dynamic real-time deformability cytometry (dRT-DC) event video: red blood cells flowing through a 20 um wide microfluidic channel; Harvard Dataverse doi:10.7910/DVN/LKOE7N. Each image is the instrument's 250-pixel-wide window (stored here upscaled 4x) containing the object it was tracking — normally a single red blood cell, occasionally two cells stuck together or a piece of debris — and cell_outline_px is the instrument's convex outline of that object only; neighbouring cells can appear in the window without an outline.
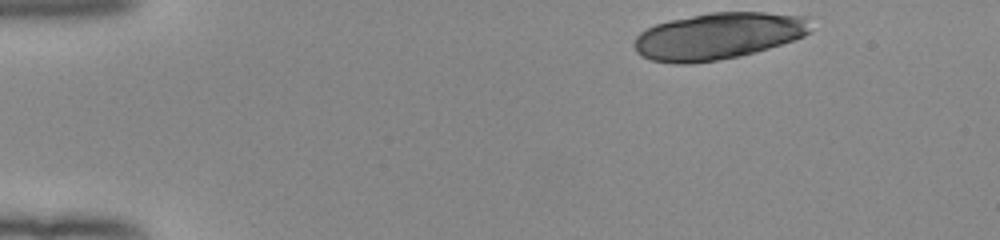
{"species": "human", "species_latin": "Homo sapiens", "temperature_condition": "room temperature", "stored_images_in_passage": 45, "camera_frame_rate_fps": 3000, "um_per_image_px": 0.085, "donor": {"sex": "female"}, "frame": {"image": 1, "passage_image": 1, "time_ms": 0.0, "image_size_px": [1000, 240], "cell_outline_px": [[808, 32], [804, 36], [768, 48], [736, 56], [716, 60], [688, 64], [676, 64], [652, 60], [640, 56], [636, 52], [632, 44], [636, 36], [640, 32], [656, 24], [668, 20], [708, 12], [764, 12], [808, 16]], "centroid_in_image_um": [60.97, 3.05], "position_along_channel_um": 24.0, "area_um2": 47.92}}
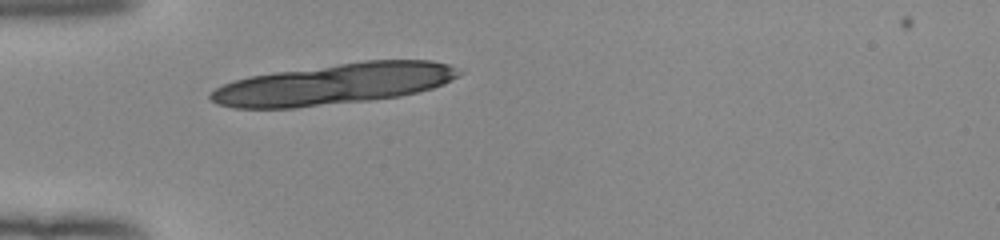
{"frame": {"image": 2, "passage_image": 10, "time_ms": 3.0, "image_size_px": [1000, 240], "cell_outline_px": [[464, 72], [460, 76], [444, 84], [432, 88], [400, 96], [368, 100], [296, 108], [236, 108], [216, 104], [208, 96], [216, 88], [224, 84], [236, 80], [252, 76], [276, 72], [364, 60], [432, 60], [448, 64]], "centroid_in_image_um": [28.44, 7.14], "position_along_channel_um": 56.6, "area_um2": 59.07}}
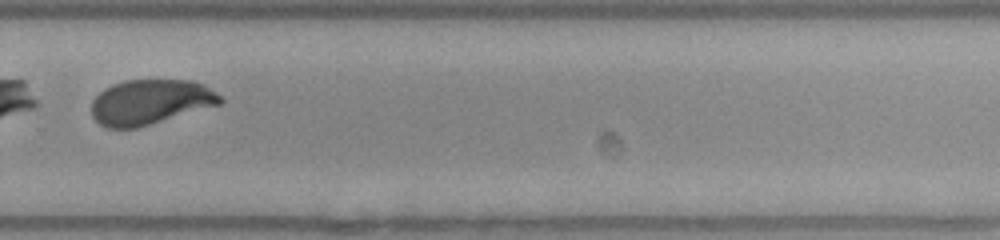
{"frame": {"image": 3, "passage_image": 31, "time_ms": 10.0, "image_size_px": [1000, 240], "cell_outline_px": [[224, 100], [220, 104], [136, 128], [108, 128], [100, 124], [92, 116], [92, 100], [104, 88], [112, 84], [124, 80], [192, 80], [204, 84], [220, 96]], "centroid_in_image_um": [12.76, 8.66], "position_along_channel_um": 317.0, "area_um2": 33.58}, "authors_computed_cell_mechanics": {"area_um2": 35.9516, "velocity_mm_per_s": 3.9641, "shape_relaxation_time_tau1_ms": 4.0165, "shape_relaxation_time_tau2_ms": null, "deformation_change_tau1": 0.1548, "deformation_change_tau2": null}}